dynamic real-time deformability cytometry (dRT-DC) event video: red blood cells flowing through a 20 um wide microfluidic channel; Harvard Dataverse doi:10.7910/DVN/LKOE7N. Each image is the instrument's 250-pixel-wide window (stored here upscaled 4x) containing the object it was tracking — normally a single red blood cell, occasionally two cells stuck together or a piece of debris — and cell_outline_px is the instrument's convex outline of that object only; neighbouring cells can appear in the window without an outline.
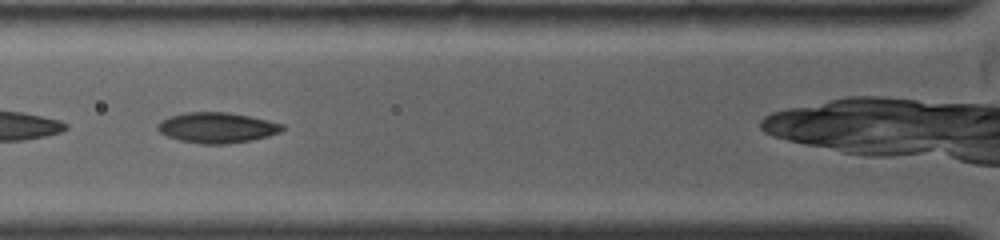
{"species": "common noctule bat (a hibernating species)", "species_latin": "Nyctalus noctula", "temperature_condition": "warm", "stored_images_in_passage": 23, "camera_frame_rate_fps": 4500, "um_per_image_px": 0.085, "animal": {"sex": "female", "body_mass_g": 19.0, "forearm_length_mm": 53.3}, "frame": {"image": 1, "passage_image": 4, "time_ms": 1.333, "image_size_px": [1000, 240], "cell_outline_px": [[284, 128], [280, 132], [268, 136], [248, 140], [224, 144], [204, 144], [180, 140], [168, 136], [160, 132], [156, 128], [156, 124], [160, 120], [168, 116], [184, 112], [228, 112], [268, 120], [284, 124]], "centroid_in_image_um": [18.4, 10.83], "position_along_channel_um": 107.4, "area_um2": 22.08}}
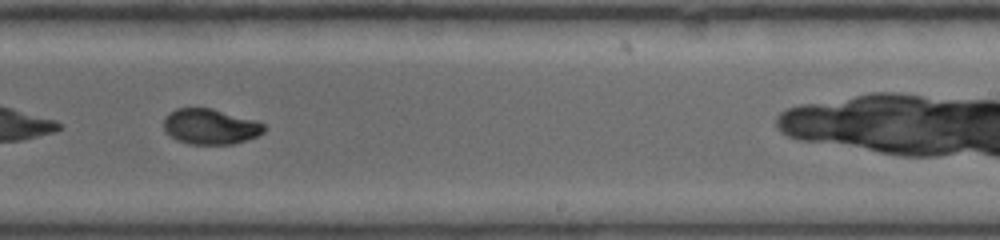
{"frame": {"image": 2, "passage_image": 11, "time_ms": 5.556, "image_size_px": [1000, 240], "cell_outline_px": [[264, 132], [256, 136], [232, 144], [188, 144], [176, 140], [164, 128], [164, 116], [168, 112], [176, 108], [212, 108], [252, 120], [264, 124]], "centroid_in_image_um": [17.82, 10.75], "position_along_channel_um": 271.2, "area_um2": 20.46}}